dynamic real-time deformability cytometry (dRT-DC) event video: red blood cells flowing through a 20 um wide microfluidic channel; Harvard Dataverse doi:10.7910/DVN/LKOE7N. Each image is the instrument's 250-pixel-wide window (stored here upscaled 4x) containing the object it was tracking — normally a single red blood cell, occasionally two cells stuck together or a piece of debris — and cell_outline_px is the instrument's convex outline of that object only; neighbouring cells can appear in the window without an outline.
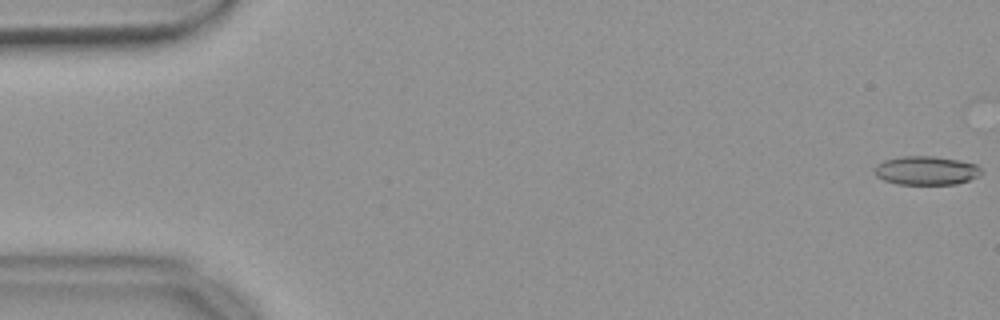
{"species": "common noctule bat (a hibernating species)", "species_latin": "Nyctalus noctula", "temperature_condition": "warm", "stored_images_in_passage": 34, "camera_frame_rate_fps": 3000, "um_per_image_px": 0.085, "animal": {"sex": "female", "body_mass_g": 18.4}, "frame": {"image": 1, "passage_image": 1, "time_ms": 0.0, "image_size_px": [1000, 320], "cell_outline_px": [[984, 172], [980, 176], [956, 184], [896, 184], [884, 180], [876, 176], [876, 164], [884, 160], [900, 156], [932, 156], [956, 160], [976, 164]], "centroid_in_image_um": [78.74, 14.5], "position_along_channel_um": 6.3, "area_um2": 17.86}}
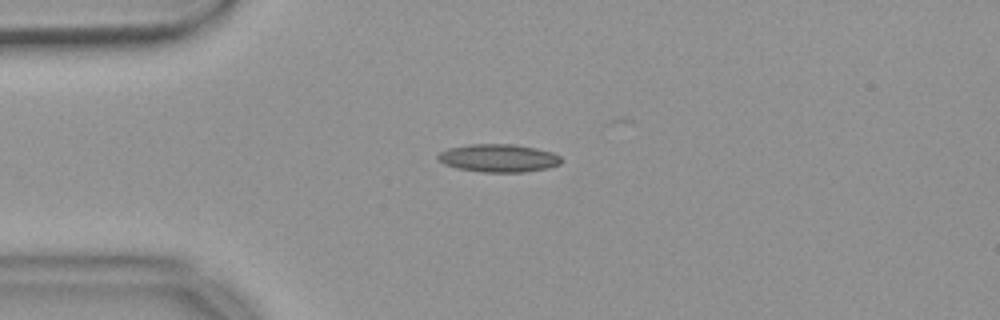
{"frame": {"image": 2, "passage_image": 14, "time_ms": 4.333, "image_size_px": [1000, 320], "cell_outline_px": [[560, 164], [548, 168], [524, 172], [480, 172], [456, 168], [444, 164], [436, 156], [440, 152], [448, 148], [468, 144], [516, 144], [536, 148], [552, 152], [560, 156]], "centroid_in_image_um": [42.36, 13.43], "position_along_channel_um": 42.6, "area_um2": 20.17}}
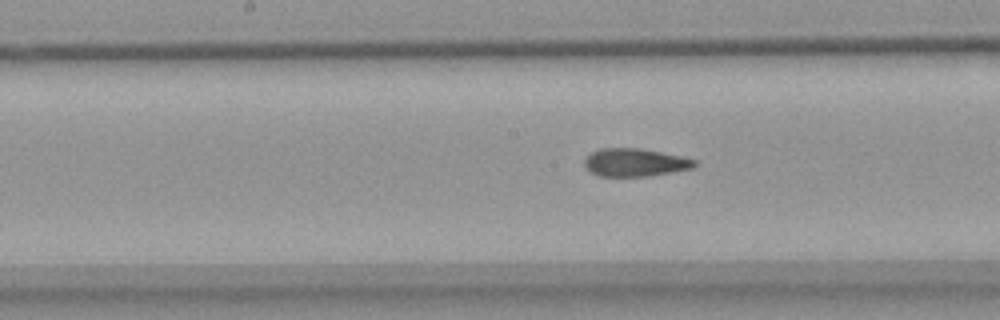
{"frame": {"image": 3, "passage_image": 28, "time_ms": 9.0, "image_size_px": [1000, 320], "cell_outline_px": [[696, 164], [692, 168], [672, 172], [648, 176], [600, 176], [588, 172], [584, 168], [584, 160], [592, 152], [600, 148], [640, 148], [684, 156], [696, 160]], "centroid_in_image_um": [53.95, 13.81], "position_along_channel_um": 194.2, "area_um2": 18.09}}